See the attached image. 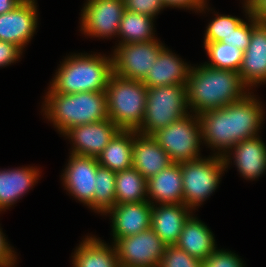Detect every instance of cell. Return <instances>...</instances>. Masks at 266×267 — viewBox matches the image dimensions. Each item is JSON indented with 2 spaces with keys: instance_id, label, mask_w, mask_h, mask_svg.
I'll use <instances>...</instances> for the list:
<instances>
[{
  "instance_id": "cell-13",
  "label": "cell",
  "mask_w": 266,
  "mask_h": 267,
  "mask_svg": "<svg viewBox=\"0 0 266 267\" xmlns=\"http://www.w3.org/2000/svg\"><path fill=\"white\" fill-rule=\"evenodd\" d=\"M121 129L109 118L69 129L64 135L73 142L71 153L97 157Z\"/></svg>"
},
{
  "instance_id": "cell-19",
  "label": "cell",
  "mask_w": 266,
  "mask_h": 267,
  "mask_svg": "<svg viewBox=\"0 0 266 267\" xmlns=\"http://www.w3.org/2000/svg\"><path fill=\"white\" fill-rule=\"evenodd\" d=\"M191 66L165 47L142 81L147 88L166 85H186Z\"/></svg>"
},
{
  "instance_id": "cell-23",
  "label": "cell",
  "mask_w": 266,
  "mask_h": 267,
  "mask_svg": "<svg viewBox=\"0 0 266 267\" xmlns=\"http://www.w3.org/2000/svg\"><path fill=\"white\" fill-rule=\"evenodd\" d=\"M175 245L201 261L216 250L215 239L210 229L192 215L186 221Z\"/></svg>"
},
{
  "instance_id": "cell-27",
  "label": "cell",
  "mask_w": 266,
  "mask_h": 267,
  "mask_svg": "<svg viewBox=\"0 0 266 267\" xmlns=\"http://www.w3.org/2000/svg\"><path fill=\"white\" fill-rule=\"evenodd\" d=\"M116 205L124 203H135L153 201L147 197V179L134 167L116 172L115 177Z\"/></svg>"
},
{
  "instance_id": "cell-22",
  "label": "cell",
  "mask_w": 266,
  "mask_h": 267,
  "mask_svg": "<svg viewBox=\"0 0 266 267\" xmlns=\"http://www.w3.org/2000/svg\"><path fill=\"white\" fill-rule=\"evenodd\" d=\"M232 149L235 165L245 179L254 180L265 172L266 146L258 136L244 139Z\"/></svg>"
},
{
  "instance_id": "cell-25",
  "label": "cell",
  "mask_w": 266,
  "mask_h": 267,
  "mask_svg": "<svg viewBox=\"0 0 266 267\" xmlns=\"http://www.w3.org/2000/svg\"><path fill=\"white\" fill-rule=\"evenodd\" d=\"M133 130H120L96 157L98 164L114 172L133 167Z\"/></svg>"
},
{
  "instance_id": "cell-2",
  "label": "cell",
  "mask_w": 266,
  "mask_h": 267,
  "mask_svg": "<svg viewBox=\"0 0 266 267\" xmlns=\"http://www.w3.org/2000/svg\"><path fill=\"white\" fill-rule=\"evenodd\" d=\"M45 103L46 117L63 135L73 127L108 118L105 91L64 94L49 88Z\"/></svg>"
},
{
  "instance_id": "cell-16",
  "label": "cell",
  "mask_w": 266,
  "mask_h": 267,
  "mask_svg": "<svg viewBox=\"0 0 266 267\" xmlns=\"http://www.w3.org/2000/svg\"><path fill=\"white\" fill-rule=\"evenodd\" d=\"M238 73L247 87L266 82V23L255 18L250 43L244 51Z\"/></svg>"
},
{
  "instance_id": "cell-4",
  "label": "cell",
  "mask_w": 266,
  "mask_h": 267,
  "mask_svg": "<svg viewBox=\"0 0 266 267\" xmlns=\"http://www.w3.org/2000/svg\"><path fill=\"white\" fill-rule=\"evenodd\" d=\"M105 93L108 118L121 130L137 131L142 125L147 100L143 82L112 74Z\"/></svg>"
},
{
  "instance_id": "cell-35",
  "label": "cell",
  "mask_w": 266,
  "mask_h": 267,
  "mask_svg": "<svg viewBox=\"0 0 266 267\" xmlns=\"http://www.w3.org/2000/svg\"><path fill=\"white\" fill-rule=\"evenodd\" d=\"M125 10L154 18L165 8L162 0H123Z\"/></svg>"
},
{
  "instance_id": "cell-8",
  "label": "cell",
  "mask_w": 266,
  "mask_h": 267,
  "mask_svg": "<svg viewBox=\"0 0 266 267\" xmlns=\"http://www.w3.org/2000/svg\"><path fill=\"white\" fill-rule=\"evenodd\" d=\"M164 47L157 39L119 44L112 57L113 74L125 79L143 81Z\"/></svg>"
},
{
  "instance_id": "cell-20",
  "label": "cell",
  "mask_w": 266,
  "mask_h": 267,
  "mask_svg": "<svg viewBox=\"0 0 266 267\" xmlns=\"http://www.w3.org/2000/svg\"><path fill=\"white\" fill-rule=\"evenodd\" d=\"M263 107L254 94L232 103L233 146L244 139L257 136L263 121Z\"/></svg>"
},
{
  "instance_id": "cell-3",
  "label": "cell",
  "mask_w": 266,
  "mask_h": 267,
  "mask_svg": "<svg viewBox=\"0 0 266 267\" xmlns=\"http://www.w3.org/2000/svg\"><path fill=\"white\" fill-rule=\"evenodd\" d=\"M112 74V57L73 54L58 68L50 88L64 94L105 91Z\"/></svg>"
},
{
  "instance_id": "cell-37",
  "label": "cell",
  "mask_w": 266,
  "mask_h": 267,
  "mask_svg": "<svg viewBox=\"0 0 266 267\" xmlns=\"http://www.w3.org/2000/svg\"><path fill=\"white\" fill-rule=\"evenodd\" d=\"M9 245L0 229V267H14L16 255Z\"/></svg>"
},
{
  "instance_id": "cell-5",
  "label": "cell",
  "mask_w": 266,
  "mask_h": 267,
  "mask_svg": "<svg viewBox=\"0 0 266 267\" xmlns=\"http://www.w3.org/2000/svg\"><path fill=\"white\" fill-rule=\"evenodd\" d=\"M186 85L147 88L145 114L138 133L152 136L174 121L188 115Z\"/></svg>"
},
{
  "instance_id": "cell-12",
  "label": "cell",
  "mask_w": 266,
  "mask_h": 267,
  "mask_svg": "<svg viewBox=\"0 0 266 267\" xmlns=\"http://www.w3.org/2000/svg\"><path fill=\"white\" fill-rule=\"evenodd\" d=\"M35 0H23L12 11L0 15V40L23 50L37 28Z\"/></svg>"
},
{
  "instance_id": "cell-15",
  "label": "cell",
  "mask_w": 266,
  "mask_h": 267,
  "mask_svg": "<svg viewBox=\"0 0 266 267\" xmlns=\"http://www.w3.org/2000/svg\"><path fill=\"white\" fill-rule=\"evenodd\" d=\"M202 139L209 147L219 152L218 156L228 154L233 147L232 103L222 108L206 111L198 115ZM223 152V154H222Z\"/></svg>"
},
{
  "instance_id": "cell-1",
  "label": "cell",
  "mask_w": 266,
  "mask_h": 267,
  "mask_svg": "<svg viewBox=\"0 0 266 267\" xmlns=\"http://www.w3.org/2000/svg\"><path fill=\"white\" fill-rule=\"evenodd\" d=\"M237 71L216 69L204 63L191 67L187 84V106L200 115L239 101L248 93Z\"/></svg>"
},
{
  "instance_id": "cell-29",
  "label": "cell",
  "mask_w": 266,
  "mask_h": 267,
  "mask_svg": "<svg viewBox=\"0 0 266 267\" xmlns=\"http://www.w3.org/2000/svg\"><path fill=\"white\" fill-rule=\"evenodd\" d=\"M204 48L211 61L207 66L239 72L244 51L221 41L204 43Z\"/></svg>"
},
{
  "instance_id": "cell-38",
  "label": "cell",
  "mask_w": 266,
  "mask_h": 267,
  "mask_svg": "<svg viewBox=\"0 0 266 267\" xmlns=\"http://www.w3.org/2000/svg\"><path fill=\"white\" fill-rule=\"evenodd\" d=\"M165 7L190 8L204 11L206 0H162ZM205 6V7H204Z\"/></svg>"
},
{
  "instance_id": "cell-34",
  "label": "cell",
  "mask_w": 266,
  "mask_h": 267,
  "mask_svg": "<svg viewBox=\"0 0 266 267\" xmlns=\"http://www.w3.org/2000/svg\"><path fill=\"white\" fill-rule=\"evenodd\" d=\"M243 265L235 253L217 249L202 261V267H244Z\"/></svg>"
},
{
  "instance_id": "cell-6",
  "label": "cell",
  "mask_w": 266,
  "mask_h": 267,
  "mask_svg": "<svg viewBox=\"0 0 266 267\" xmlns=\"http://www.w3.org/2000/svg\"><path fill=\"white\" fill-rule=\"evenodd\" d=\"M229 155H214L210 158H199L181 162L183 181V204L191 208L197 207L212 194L218 184L223 171L228 167Z\"/></svg>"
},
{
  "instance_id": "cell-24",
  "label": "cell",
  "mask_w": 266,
  "mask_h": 267,
  "mask_svg": "<svg viewBox=\"0 0 266 267\" xmlns=\"http://www.w3.org/2000/svg\"><path fill=\"white\" fill-rule=\"evenodd\" d=\"M35 168L0 170V211L13 205L24 195L39 177Z\"/></svg>"
},
{
  "instance_id": "cell-36",
  "label": "cell",
  "mask_w": 266,
  "mask_h": 267,
  "mask_svg": "<svg viewBox=\"0 0 266 267\" xmlns=\"http://www.w3.org/2000/svg\"><path fill=\"white\" fill-rule=\"evenodd\" d=\"M22 50L13 43L0 40V66L5 67L15 61H18Z\"/></svg>"
},
{
  "instance_id": "cell-39",
  "label": "cell",
  "mask_w": 266,
  "mask_h": 267,
  "mask_svg": "<svg viewBox=\"0 0 266 267\" xmlns=\"http://www.w3.org/2000/svg\"><path fill=\"white\" fill-rule=\"evenodd\" d=\"M249 14L258 22L266 23V0H246Z\"/></svg>"
},
{
  "instance_id": "cell-11",
  "label": "cell",
  "mask_w": 266,
  "mask_h": 267,
  "mask_svg": "<svg viewBox=\"0 0 266 267\" xmlns=\"http://www.w3.org/2000/svg\"><path fill=\"white\" fill-rule=\"evenodd\" d=\"M63 173V185L72 196L93 210V198L96 190L98 160L96 157L71 153Z\"/></svg>"
},
{
  "instance_id": "cell-31",
  "label": "cell",
  "mask_w": 266,
  "mask_h": 267,
  "mask_svg": "<svg viewBox=\"0 0 266 267\" xmlns=\"http://www.w3.org/2000/svg\"><path fill=\"white\" fill-rule=\"evenodd\" d=\"M242 22V19L229 15L216 16L210 21L206 29L204 43L220 42L222 39H227Z\"/></svg>"
},
{
  "instance_id": "cell-10",
  "label": "cell",
  "mask_w": 266,
  "mask_h": 267,
  "mask_svg": "<svg viewBox=\"0 0 266 267\" xmlns=\"http://www.w3.org/2000/svg\"><path fill=\"white\" fill-rule=\"evenodd\" d=\"M124 11L123 0H87L81 14V30L93 37L118 35Z\"/></svg>"
},
{
  "instance_id": "cell-9",
  "label": "cell",
  "mask_w": 266,
  "mask_h": 267,
  "mask_svg": "<svg viewBox=\"0 0 266 267\" xmlns=\"http://www.w3.org/2000/svg\"><path fill=\"white\" fill-rule=\"evenodd\" d=\"M113 243L120 267H158L166 248L152 228Z\"/></svg>"
},
{
  "instance_id": "cell-26",
  "label": "cell",
  "mask_w": 266,
  "mask_h": 267,
  "mask_svg": "<svg viewBox=\"0 0 266 267\" xmlns=\"http://www.w3.org/2000/svg\"><path fill=\"white\" fill-rule=\"evenodd\" d=\"M73 267H120L115 247L87 236L74 252Z\"/></svg>"
},
{
  "instance_id": "cell-33",
  "label": "cell",
  "mask_w": 266,
  "mask_h": 267,
  "mask_svg": "<svg viewBox=\"0 0 266 267\" xmlns=\"http://www.w3.org/2000/svg\"><path fill=\"white\" fill-rule=\"evenodd\" d=\"M244 8H245V13L248 14L249 19L248 21L251 23H246L243 21L227 39H222L221 42L231 44L234 47H237L238 49L245 51L250 43V39L252 36V30L254 29V17H252L249 14V6L247 1L245 0L244 2Z\"/></svg>"
},
{
  "instance_id": "cell-28",
  "label": "cell",
  "mask_w": 266,
  "mask_h": 267,
  "mask_svg": "<svg viewBox=\"0 0 266 267\" xmlns=\"http://www.w3.org/2000/svg\"><path fill=\"white\" fill-rule=\"evenodd\" d=\"M153 18L137 12L125 10L120 22L118 36L123 40L119 44L141 43L154 40Z\"/></svg>"
},
{
  "instance_id": "cell-21",
  "label": "cell",
  "mask_w": 266,
  "mask_h": 267,
  "mask_svg": "<svg viewBox=\"0 0 266 267\" xmlns=\"http://www.w3.org/2000/svg\"><path fill=\"white\" fill-rule=\"evenodd\" d=\"M160 205L183 204V181L180 163H172L147 180V197Z\"/></svg>"
},
{
  "instance_id": "cell-40",
  "label": "cell",
  "mask_w": 266,
  "mask_h": 267,
  "mask_svg": "<svg viewBox=\"0 0 266 267\" xmlns=\"http://www.w3.org/2000/svg\"><path fill=\"white\" fill-rule=\"evenodd\" d=\"M23 0H0V15L12 11Z\"/></svg>"
},
{
  "instance_id": "cell-7",
  "label": "cell",
  "mask_w": 266,
  "mask_h": 267,
  "mask_svg": "<svg viewBox=\"0 0 266 267\" xmlns=\"http://www.w3.org/2000/svg\"><path fill=\"white\" fill-rule=\"evenodd\" d=\"M152 136L166 151L173 163L201 158L199 146L202 142V134L200 121L196 114L191 116L189 113L167 127L160 129Z\"/></svg>"
},
{
  "instance_id": "cell-18",
  "label": "cell",
  "mask_w": 266,
  "mask_h": 267,
  "mask_svg": "<svg viewBox=\"0 0 266 267\" xmlns=\"http://www.w3.org/2000/svg\"><path fill=\"white\" fill-rule=\"evenodd\" d=\"M190 210L185 204H152L151 228L166 245H175L191 216Z\"/></svg>"
},
{
  "instance_id": "cell-14",
  "label": "cell",
  "mask_w": 266,
  "mask_h": 267,
  "mask_svg": "<svg viewBox=\"0 0 266 267\" xmlns=\"http://www.w3.org/2000/svg\"><path fill=\"white\" fill-rule=\"evenodd\" d=\"M111 214L113 240L133 236L151 228L152 203L150 201L118 204L105 214Z\"/></svg>"
},
{
  "instance_id": "cell-17",
  "label": "cell",
  "mask_w": 266,
  "mask_h": 267,
  "mask_svg": "<svg viewBox=\"0 0 266 267\" xmlns=\"http://www.w3.org/2000/svg\"><path fill=\"white\" fill-rule=\"evenodd\" d=\"M133 167L147 180L173 162L153 136L133 130Z\"/></svg>"
},
{
  "instance_id": "cell-32",
  "label": "cell",
  "mask_w": 266,
  "mask_h": 267,
  "mask_svg": "<svg viewBox=\"0 0 266 267\" xmlns=\"http://www.w3.org/2000/svg\"><path fill=\"white\" fill-rule=\"evenodd\" d=\"M158 267H202V261L190 256L176 245H166Z\"/></svg>"
},
{
  "instance_id": "cell-30",
  "label": "cell",
  "mask_w": 266,
  "mask_h": 267,
  "mask_svg": "<svg viewBox=\"0 0 266 267\" xmlns=\"http://www.w3.org/2000/svg\"><path fill=\"white\" fill-rule=\"evenodd\" d=\"M116 172L99 166L96 174V190L93 198V210L105 214L116 205Z\"/></svg>"
}]
</instances>
